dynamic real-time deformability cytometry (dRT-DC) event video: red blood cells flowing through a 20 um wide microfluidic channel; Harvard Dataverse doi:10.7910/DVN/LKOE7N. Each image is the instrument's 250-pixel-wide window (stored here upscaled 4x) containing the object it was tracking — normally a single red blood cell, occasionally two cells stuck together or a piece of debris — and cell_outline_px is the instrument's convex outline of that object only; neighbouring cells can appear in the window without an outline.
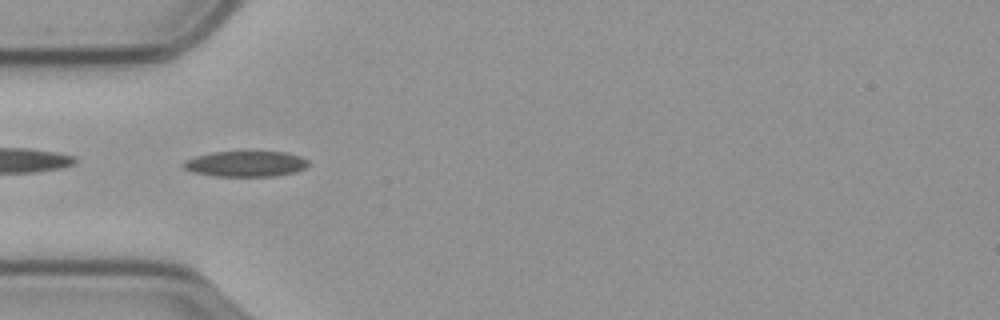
{"species": "common noctule bat (a hibernating species)", "species_latin": "Nyctalus noctula", "temperature_condition": "cold", "stored_images_in_passage": 41, "camera_frame_rate_fps": 3000, "um_per_image_px": 0.085, "animal": {"sex": "male", "body_mass_g": 23.1, "forearm_length_mm": 52.7}, "frame": {"image": 1, "passage_image": 1, "time_ms": 0.0, "image_size_px": [1000, 320], "cell_outline_px": [[308, 164], [304, 168], [296, 172], [272, 176], [212, 176], [192, 172], [184, 168], [180, 164], [184, 160], [196, 156], [216, 152], [284, 152], [300, 156], [308, 160]], "centroid_in_image_um": [20.85, 13.93], "position_along_channel_um": 64.2, "area_um2": 18.61}}
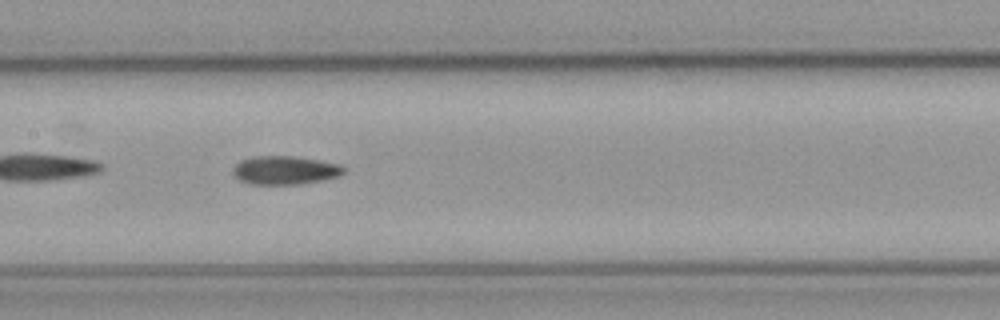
{"frame": {"image": 2, "passage_image": 11, "time_ms": 3.333, "image_size_px": [1000, 320], "cell_outline_px": [[344, 172], [340, 176], [320, 180], [296, 184], [252, 184], [240, 180], [232, 172], [232, 168], [240, 160], [256, 156], [292, 156], [316, 160], [336, 164], [344, 168]], "centroid_in_image_um": [24.17, 14.47], "position_along_channel_um": 183.2, "area_um2": 18.03}}
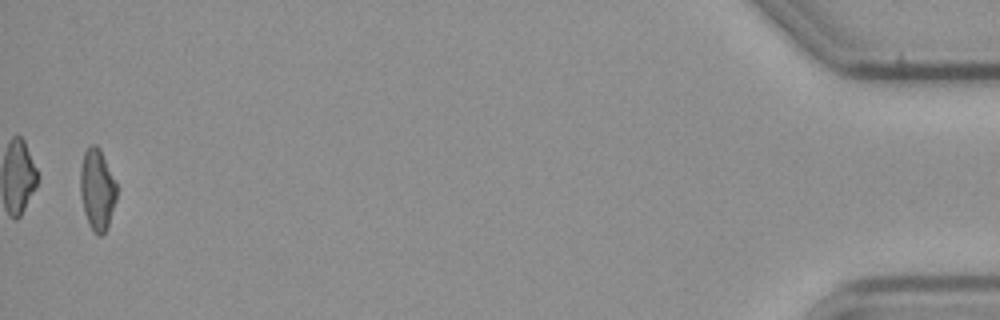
{"frame": {"image": 3, "passage_image": 40, "time_ms": 13.0, "image_size_px": [1000, 320], "cell_outline_px": [[116, 200], [108, 224], [104, 232], [100, 236], [96, 236], [92, 232], [88, 224], [84, 212], [80, 196], [80, 168], [84, 152], [92, 144], [96, 144], [100, 148], [116, 184]], "centroid_in_image_um": [8.23, 16.13], "position_along_channel_um": 427.0, "area_um2": 17.22}, "authors_computed_cell_mechanics": {"area_um2": 17.6868, "velocity_mm_per_s": 3.5443, "shape_relaxation_time_tau1_ms": null, "shape_relaxation_time_tau2_ms": 6.0085, "deformation_change_tau1": null, "deformation_change_tau2": 0.1366}}